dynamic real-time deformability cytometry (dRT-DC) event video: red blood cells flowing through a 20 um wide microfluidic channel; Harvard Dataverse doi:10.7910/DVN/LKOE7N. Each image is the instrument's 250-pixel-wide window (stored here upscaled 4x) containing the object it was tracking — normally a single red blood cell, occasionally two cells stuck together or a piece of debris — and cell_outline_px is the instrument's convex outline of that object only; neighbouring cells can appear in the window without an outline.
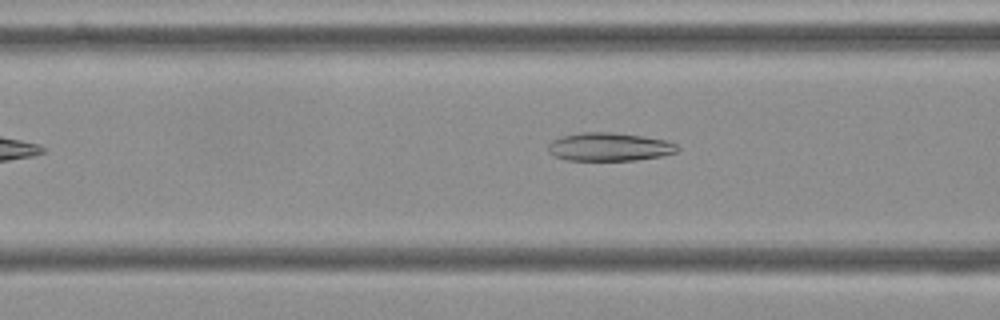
{"species": "Egyptian fruit bat (a non-hibernating species)", "species_latin": "Rousettus aegyptiacus", "temperature_condition": "cold", "stored_images_in_passage": 40, "camera_frame_rate_fps": 3000, "um_per_image_px": 0.085, "frame": {"image": 1, "passage_image": 6, "time_ms": 1.667, "image_size_px": [1000, 320], "cell_outline_px": [[680, 148], [676, 152], [660, 156], [636, 160], [568, 160], [556, 156], [548, 152], [548, 144], [552, 140], [564, 136], [580, 132], [612, 132], [668, 140], [676, 144]], "centroid_in_image_um": [51.8, 12.48], "position_along_channel_um": 114.8, "area_um2": 21.21}}
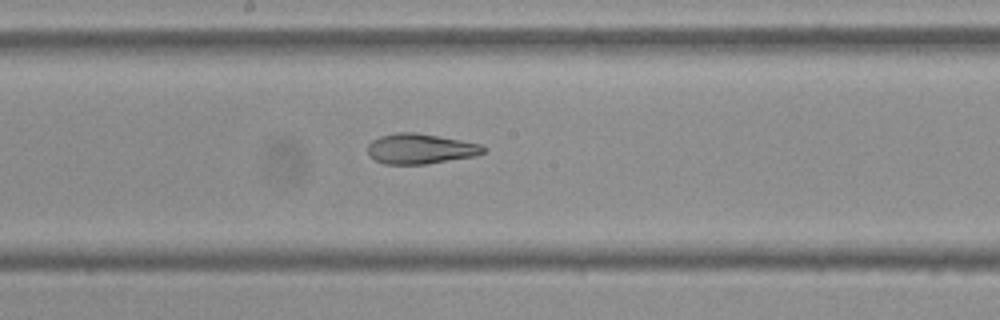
{"frame": {"image": 2, "passage_image": 14, "time_ms": 4.333, "image_size_px": [1000, 320], "cell_outline_px": [[488, 148], [484, 152], [476, 156], [424, 164], [384, 164], [376, 160], [368, 152], [368, 144], [372, 140], [380, 136], [396, 132], [416, 132], [460, 140], [480, 144]], "centroid_in_image_um": [35.74, 12.64], "position_along_channel_um": 212.5, "area_um2": 20.29}}
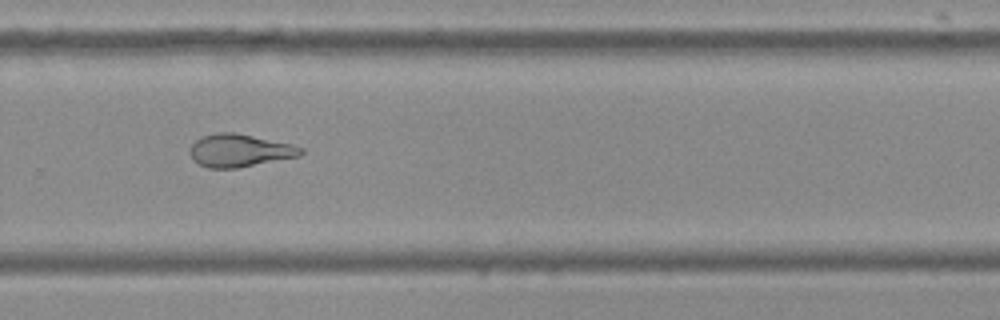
{"frame": {"image": 3, "passage_image": 22, "time_ms": 7.0, "image_size_px": [1000, 320], "cell_outline_px": [[304, 152], [300, 156], [236, 168], [208, 168], [192, 160], [188, 152], [192, 144], [196, 140], [204, 136], [216, 132], [232, 132], [292, 144], [304, 148]], "centroid_in_image_um": [20.35, 12.8], "position_along_channel_um": 309.4, "area_um2": 21.1}, "authors_computed_cell_mechanics": {"area_um2": 21.2704, "velocity_mm_per_s": 3.6444, "shape_relaxation_time_tau1_ms": 9.5237, "shape_relaxation_time_tau2_ms": 2.7687, "deformation_change_tau1": 0.1834, "deformation_change_tau2": 0.1006}}